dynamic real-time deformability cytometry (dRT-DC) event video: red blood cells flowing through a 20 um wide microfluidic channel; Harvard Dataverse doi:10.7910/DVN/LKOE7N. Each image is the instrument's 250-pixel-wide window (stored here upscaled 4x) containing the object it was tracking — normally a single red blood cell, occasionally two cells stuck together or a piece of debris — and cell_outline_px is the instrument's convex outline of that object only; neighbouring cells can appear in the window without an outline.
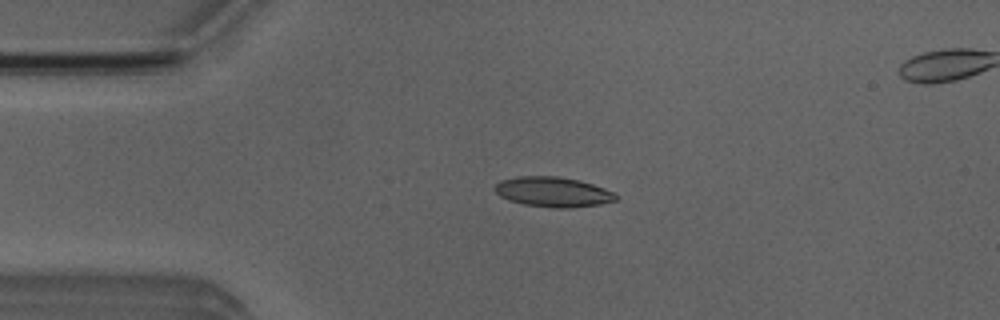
{"species": "Egyptian fruit bat (a non-hibernating species)", "species_latin": "Rousettus aegyptiacus", "temperature_condition": "room temperature", "stored_images_in_passage": 30, "camera_frame_rate_fps": 3000, "um_per_image_px": 0.085, "animal": {"sex": "male"}, "frame": {"image": 1, "passage_image": 10, "time_ms": 3.0, "image_size_px": [1000, 320], "cell_outline_px": [[620, 196], [616, 200], [600, 204], [572, 208], [552, 208], [524, 204], [508, 200], [500, 196], [492, 188], [500, 180], [516, 176], [556, 176], [580, 180], [604, 188]], "centroid_in_image_um": [46.99, 16.31], "position_along_channel_um": 38.0, "area_um2": 21.33}}
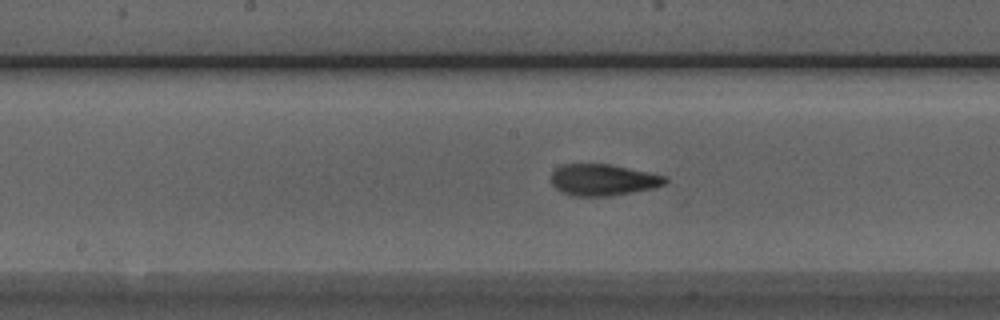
{"frame": {"image": 2, "passage_image": 24, "time_ms": 7.667, "image_size_px": [1000, 320], "cell_outline_px": [[668, 180], [664, 184], [652, 188], [612, 196], [572, 196], [560, 192], [552, 184], [552, 172], [560, 164], [612, 164], [668, 176]], "centroid_in_image_um": [51.26, 15.28], "position_along_channel_um": 196.9, "area_um2": 21.1}}
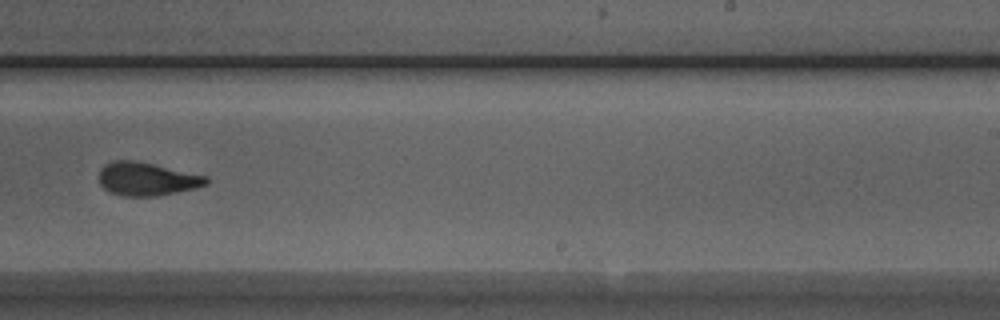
{"frame": {"image": 3, "passage_image": 30, "time_ms": 9.667, "image_size_px": [1000, 320], "cell_outline_px": [[208, 184], [196, 188], [156, 196], [124, 196], [112, 192], [104, 188], [100, 184], [100, 168], [104, 164], [112, 160], [136, 160], [208, 176]], "centroid_in_image_um": [12.49, 15.2], "position_along_channel_um": 276.5, "area_um2": 20.81}}